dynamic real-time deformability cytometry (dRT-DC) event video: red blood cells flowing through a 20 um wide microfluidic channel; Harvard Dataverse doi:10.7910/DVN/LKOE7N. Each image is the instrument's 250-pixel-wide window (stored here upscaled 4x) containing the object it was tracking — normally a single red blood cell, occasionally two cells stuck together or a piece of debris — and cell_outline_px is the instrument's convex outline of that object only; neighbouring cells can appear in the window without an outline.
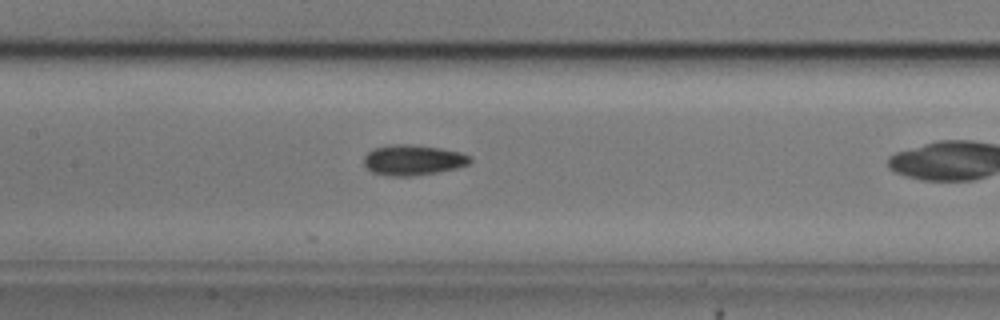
{"species": "common noctule bat (a hibernating species)", "species_latin": "Nyctalus noctula", "temperature_condition": "cold", "stored_images_in_passage": 33, "camera_frame_rate_fps": 3000, "um_per_image_px": 0.085, "animal": {"sex": "male", "body_mass_g": 20.5, "forearm_length_mm": 52.5}, "frame": {"image": 1, "passage_image": 16, "time_ms": 5.0, "image_size_px": [1000, 320], "cell_outline_px": [[472, 160], [468, 164], [456, 168], [436, 172], [412, 176], [388, 176], [372, 172], [364, 164], [364, 156], [372, 148], [392, 144], [412, 144], [440, 148], [460, 152], [468, 156]], "centroid_in_image_um": [35.07, 13.59], "position_along_channel_um": 172.3, "area_um2": 18.79}}